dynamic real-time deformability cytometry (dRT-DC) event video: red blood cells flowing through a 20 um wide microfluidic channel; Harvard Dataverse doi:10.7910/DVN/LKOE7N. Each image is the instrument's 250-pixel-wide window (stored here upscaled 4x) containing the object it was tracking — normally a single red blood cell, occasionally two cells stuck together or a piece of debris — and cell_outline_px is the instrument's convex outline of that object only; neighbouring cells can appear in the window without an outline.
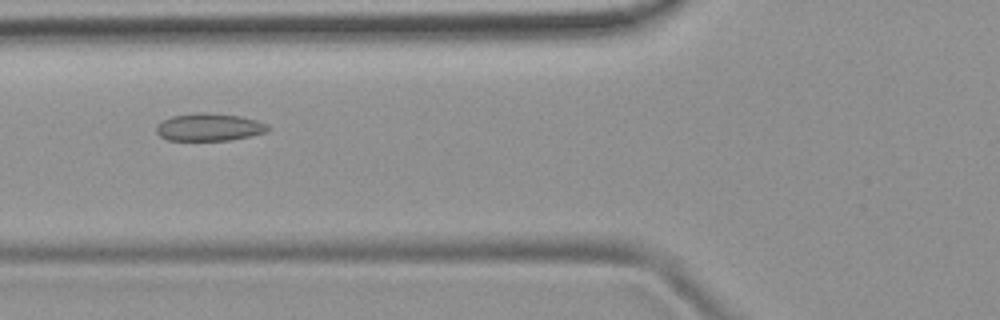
{"species": "common noctule bat (a hibernating species)", "species_latin": "Nyctalus noctula", "temperature_condition": "room temperature", "stored_images_in_passage": 42, "camera_frame_rate_fps": 3000, "um_per_image_px": 0.085, "animal": {"sex": "female", "body_mass_g": 19.9}, "frame": {"image": 1, "passage_image": 10, "time_ms": 3.0, "image_size_px": [1000, 320], "cell_outline_px": [[272, 128], [268, 132], [232, 140], [168, 140], [160, 136], [156, 132], [156, 128], [164, 120], [172, 116], [204, 112], [208, 112], [240, 116], [256, 120], [268, 124]], "centroid_in_image_um": [17.85, 10.81], "position_along_channel_um": 108.0, "area_um2": 17.92}}
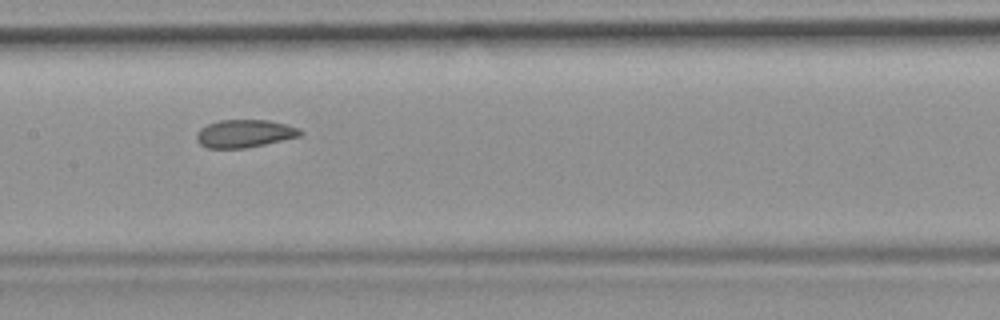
{"frame": {"image": 2, "passage_image": 16, "time_ms": 5.0, "image_size_px": [1000, 320], "cell_outline_px": [[304, 132], [300, 136], [264, 144], [244, 148], [208, 148], [200, 144], [196, 140], [196, 132], [200, 128], [208, 124], [220, 120], [268, 120], [300, 128]], "centroid_in_image_um": [20.77, 11.35], "position_along_channel_um": 186.6, "area_um2": 16.76}}
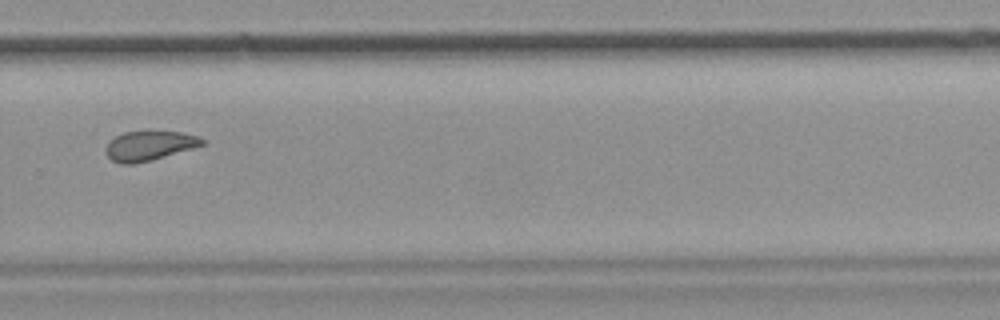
{"frame": {"image": 3, "passage_image": 26, "time_ms": 8.333, "image_size_px": [1000, 320], "cell_outline_px": [[204, 144], [192, 148], [152, 160], [136, 164], [120, 164], [112, 160], [104, 152], [104, 148], [108, 140], [124, 132], [144, 128], [180, 132], [200, 136], [204, 140]], "centroid_in_image_um": [12.64, 12.34], "position_along_channel_um": 317.2, "area_um2": 17.4}, "authors_computed_cell_mechanics": {"area_um2": 17.6579, "velocity_mm_per_s": 3.9203, "shape_relaxation_time_tau1_ms": null, "shape_relaxation_time_tau2_ms": 1.8558, "deformation_change_tau1": null, "deformation_change_tau2": 0.0555}}